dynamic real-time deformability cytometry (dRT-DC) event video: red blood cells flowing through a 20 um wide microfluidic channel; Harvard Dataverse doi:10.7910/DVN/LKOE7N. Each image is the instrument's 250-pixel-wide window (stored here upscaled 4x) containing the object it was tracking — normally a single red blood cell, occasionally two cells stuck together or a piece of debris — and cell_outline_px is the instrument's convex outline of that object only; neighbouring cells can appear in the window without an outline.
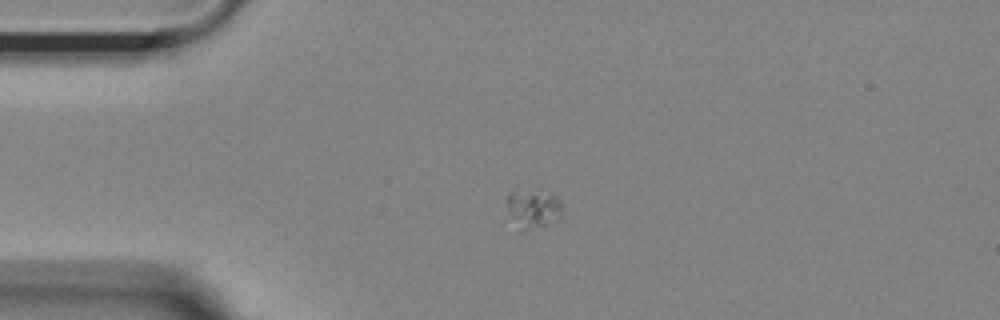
{"species": "Egyptian fruit bat (a non-hibernating species)", "species_latin": "Rousettus aegyptiacus", "temperature_condition": "room temperature", "stored_images_in_passage": 26, "camera_frame_rate_fps": 3000, "um_per_image_px": 0.085, "animal": {"sex": "female"}, "frame": {"image": 1, "passage_image": 1, "time_ms": 0.0, "image_size_px": [1000, 320], "cell_outline_px": [[564, 212], [560, 220], [520, 232], [516, 232], [508, 208], [508, 196], [512, 192], [552, 192], [560, 200]], "centroid_in_image_um": [45.38, 17.81], "position_along_channel_um": 39.6, "area_um2": 12.6}}
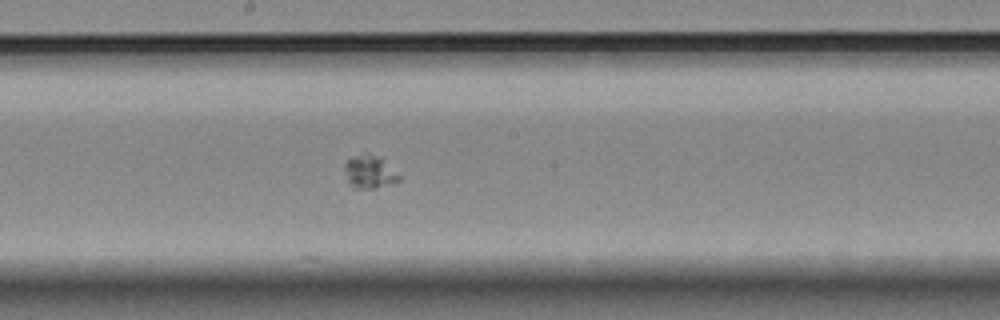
{"frame": {"image": 2, "passage_image": 18, "time_ms": 5.667, "image_size_px": [1000, 320], "cell_outline_px": [[400, 180], [376, 188], [356, 188], [348, 184], [344, 168], [344, 164], [352, 156], [364, 152], [368, 152], [384, 156], [400, 176]], "centroid_in_image_um": [31.43, 14.55], "position_along_channel_um": 216.8, "area_um2": 10.92}}
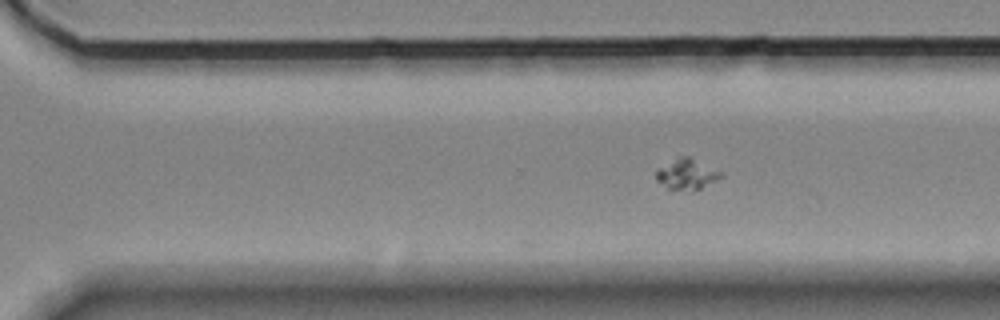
{"frame": {"image": 3, "passage_image": 26, "time_ms": 8.333, "image_size_px": [1000, 320], "cell_outline_px": [[724, 176], [692, 192], [668, 188], [656, 180], [656, 172], [660, 168], [680, 156], [688, 156], [724, 172]], "centroid_in_image_um": [58.42, 14.82], "position_along_channel_um": 312.2, "area_um2": 11.44}}